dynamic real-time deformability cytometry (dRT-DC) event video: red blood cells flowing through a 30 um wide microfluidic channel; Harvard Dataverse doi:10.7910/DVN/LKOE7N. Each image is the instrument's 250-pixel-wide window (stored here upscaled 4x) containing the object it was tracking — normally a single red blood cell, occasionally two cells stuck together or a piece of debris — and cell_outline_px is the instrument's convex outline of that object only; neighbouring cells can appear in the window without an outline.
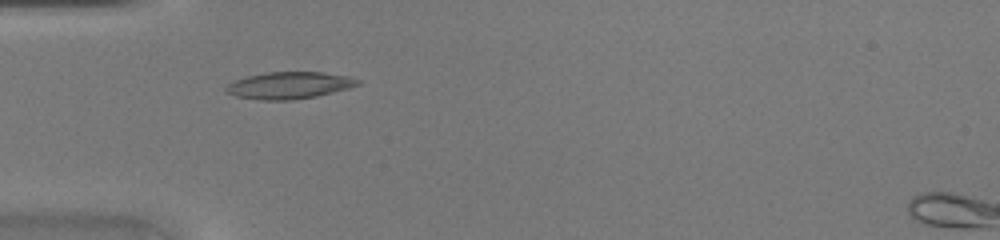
{"species": "common noctule bat (a hibernating species)", "species_latin": "Nyctalus noctula", "temperature_condition": "warm", "stored_images_in_passage": 32, "camera_frame_rate_fps": 3000, "um_per_image_px": 0.085, "animal": {"sex": "female", "body_mass_g": 20.0, "forearm_length_mm": 54.0}, "frame": {"image": 1, "passage_image": 1, "time_ms": 0.0, "image_size_px": [1000, 240], "cell_outline_px": [[360, 84], [348, 88], [316, 96], [292, 100], [260, 100], [236, 96], [224, 92], [224, 88], [228, 84], [236, 80], [248, 76], [268, 72], [324, 72], [348, 76], [360, 80]], "centroid_in_image_um": [24.57, 7.25], "position_along_channel_um": 60.4, "area_um2": 20.58}}
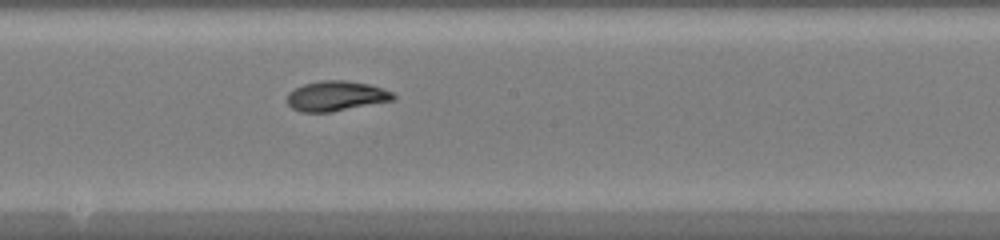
{"frame": {"image": 2, "passage_image": 12, "time_ms": 3.667, "image_size_px": [1000, 240], "cell_outline_px": [[396, 100], [332, 112], [300, 112], [292, 108], [288, 104], [288, 92], [304, 84], [320, 80], [344, 80], [368, 84], [392, 92], [396, 96]], "centroid_in_image_um": [28.58, 8.17], "position_along_channel_um": 219.6, "area_um2": 18.61}}
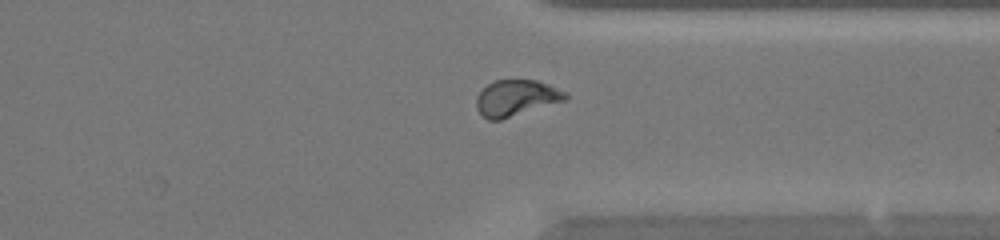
{"frame": {"image": 3, "passage_image": 22, "time_ms": 7.0, "image_size_px": [1000, 240], "cell_outline_px": [[568, 100], [500, 120], [488, 120], [476, 108], [476, 96], [492, 80], [536, 80], [548, 84], [564, 92], [568, 96]], "centroid_in_image_um": [43.87, 8.33], "position_along_channel_um": 367.5, "area_um2": 18.73}}